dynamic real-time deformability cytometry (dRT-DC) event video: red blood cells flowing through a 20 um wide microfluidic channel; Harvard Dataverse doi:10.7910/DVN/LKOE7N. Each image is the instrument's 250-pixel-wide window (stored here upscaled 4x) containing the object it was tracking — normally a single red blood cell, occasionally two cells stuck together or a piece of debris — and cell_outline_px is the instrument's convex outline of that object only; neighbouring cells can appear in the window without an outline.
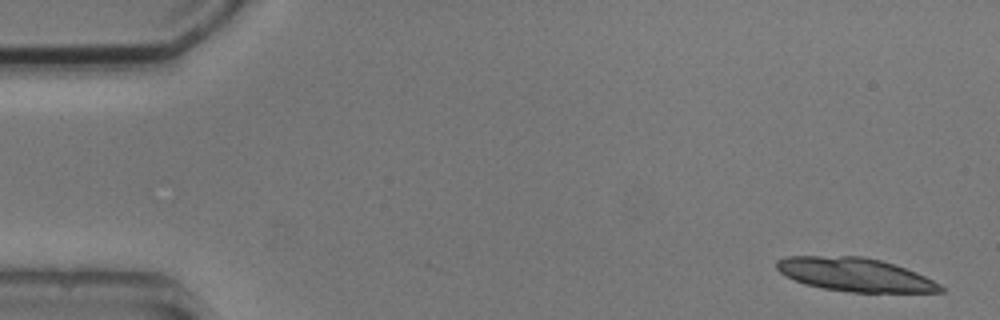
{"species": "common noctule bat (a hibernating species)", "species_latin": "Nyctalus noctula", "temperature_condition": "cold", "stored_images_in_passage": 6, "camera_frame_rate_fps": 3000, "um_per_image_px": 0.085, "animal": {"sex": "male", "body_mass_g": 20.5, "forearm_length_mm": 52.5}, "frame": {"image": 1, "passage_image": 1, "time_ms": 0.0, "image_size_px": [1000, 320], "cell_outline_px": [[944, 292], [848, 292], [820, 288], [804, 284], [780, 272], [776, 268], [776, 260], [788, 256], [864, 256], [880, 260], [916, 272], [940, 284], [944, 288]], "centroid_in_image_um": [72.66, 23.34], "position_along_channel_um": 12.3, "area_um2": 31.85}}